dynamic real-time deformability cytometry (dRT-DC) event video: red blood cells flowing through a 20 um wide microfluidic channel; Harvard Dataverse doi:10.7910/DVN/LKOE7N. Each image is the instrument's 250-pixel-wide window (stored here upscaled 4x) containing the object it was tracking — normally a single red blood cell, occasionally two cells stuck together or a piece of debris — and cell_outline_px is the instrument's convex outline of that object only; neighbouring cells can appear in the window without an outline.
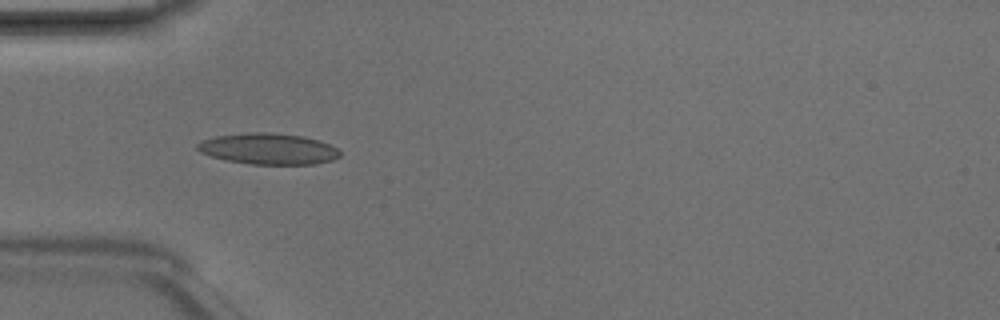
{"species": "Egyptian fruit bat (a non-hibernating species)", "species_latin": "Rousettus aegyptiacus", "temperature_condition": "room temperature", "stored_images_in_passage": 7, "camera_frame_rate_fps": 3000, "um_per_image_px": 0.085, "animal": {"sex": "male"}, "frame": {"image": 1, "passage_image": 5, "time_ms": 1.333, "image_size_px": [1000, 320], "cell_outline_px": [[340, 156], [332, 160], [316, 164], [252, 164], [224, 160], [200, 152], [196, 148], [196, 144], [204, 140], [216, 136], [248, 132], [268, 132], [304, 136], [320, 140], [336, 148], [340, 152]], "centroid_in_image_um": [22.81, 12.65], "position_along_channel_um": 62.2, "area_um2": 25.84}}
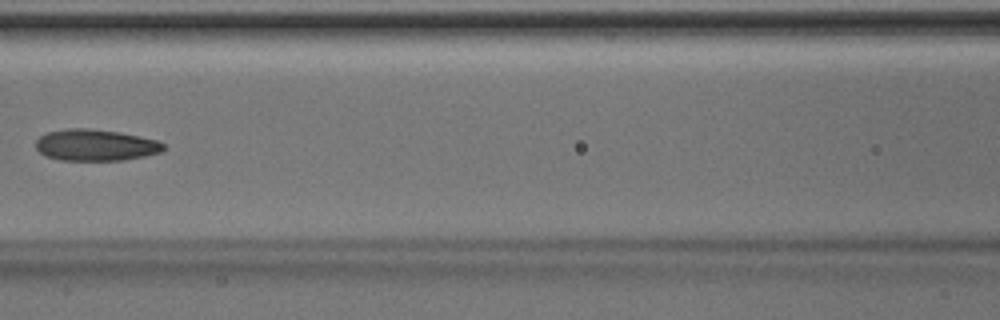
{"frame": {"image": 2, "passage_image": 7, "time_ms": 2.0, "image_size_px": [1000, 320], "cell_outline_px": [[164, 148], [160, 152], [144, 156], [124, 160], [60, 160], [44, 156], [36, 148], [36, 140], [40, 136], [48, 132], [68, 128], [88, 128], [120, 132], [140, 136], [156, 140], [164, 144]], "centroid_in_image_um": [8.1, 12.33], "position_along_channel_um": 158.5, "area_um2": 23.41}}